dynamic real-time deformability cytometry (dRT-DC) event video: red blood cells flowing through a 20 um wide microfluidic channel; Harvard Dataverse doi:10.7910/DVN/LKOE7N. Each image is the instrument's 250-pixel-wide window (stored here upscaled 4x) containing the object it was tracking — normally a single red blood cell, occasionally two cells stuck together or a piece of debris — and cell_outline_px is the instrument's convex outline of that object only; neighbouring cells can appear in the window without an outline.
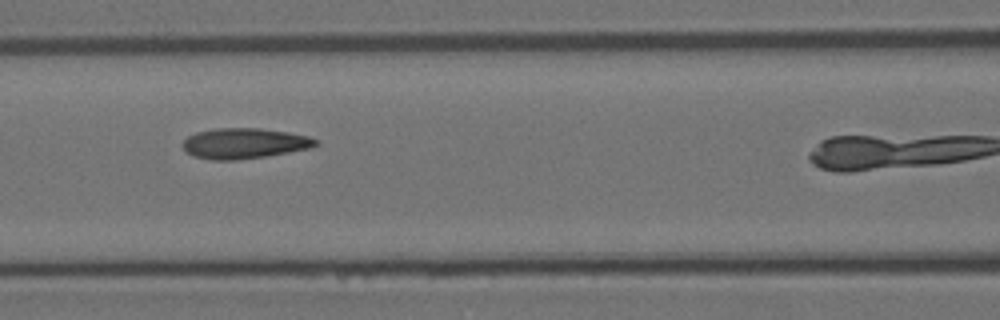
{"species": "Egyptian fruit bat (a non-hibernating species)", "species_latin": "Rousettus aegyptiacus", "temperature_condition": "room temperature", "stored_images_in_passage": 8, "camera_frame_rate_fps": 3000, "um_per_image_px": 0.085, "animal": {"sex": "female"}, "frame": {"image": 1, "passage_image": 6, "time_ms": 1.667, "image_size_px": [1000, 320], "cell_outline_px": [[320, 144], [312, 148], [264, 156], [236, 160], [212, 160], [192, 156], [184, 148], [184, 140], [188, 136], [196, 132], [216, 128], [260, 128], [288, 132], [308, 136], [320, 140]], "centroid_in_image_um": [20.81, 12.18], "position_along_channel_um": 145.8, "area_um2": 23.64}}
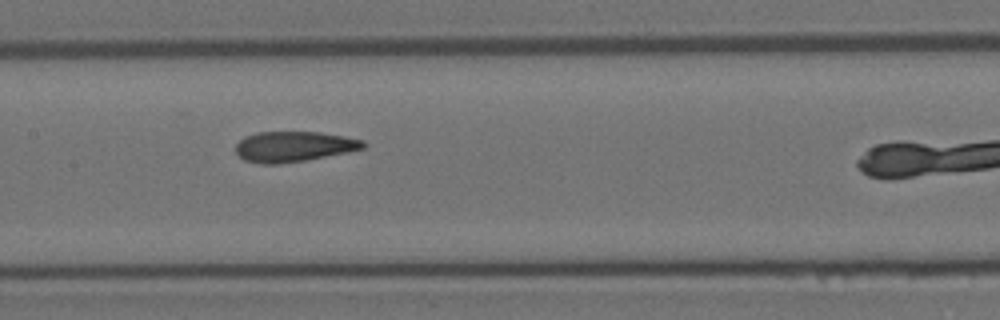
{"frame": {"image": 2, "passage_image": 7, "time_ms": 2.0, "image_size_px": [1000, 320], "cell_outline_px": [[368, 144], [364, 148], [348, 152], [304, 160], [280, 164], [260, 164], [244, 160], [236, 152], [236, 144], [244, 136], [256, 132], [320, 132], [344, 136], [364, 140]], "centroid_in_image_um": [24.97, 12.45], "position_along_channel_um": 182.4, "area_um2": 22.66}}